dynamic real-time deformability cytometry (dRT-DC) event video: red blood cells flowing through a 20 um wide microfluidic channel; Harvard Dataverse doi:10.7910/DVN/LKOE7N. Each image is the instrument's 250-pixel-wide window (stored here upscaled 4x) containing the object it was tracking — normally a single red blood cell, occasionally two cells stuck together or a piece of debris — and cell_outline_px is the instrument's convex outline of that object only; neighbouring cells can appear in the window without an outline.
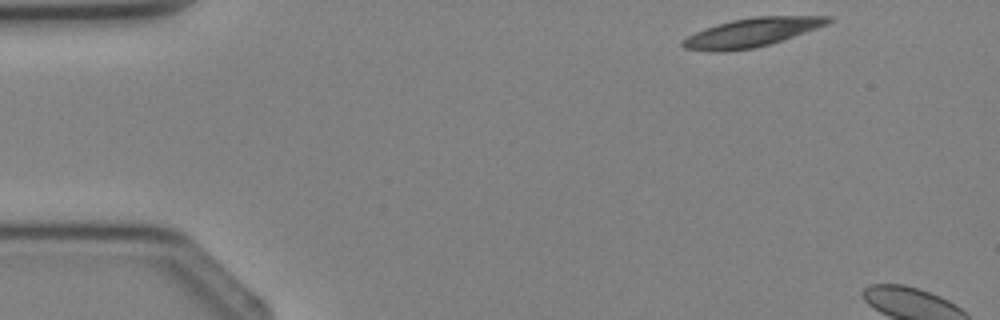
{"species": "Egyptian fruit bat (a non-hibernating species)", "species_latin": "Rousettus aegyptiacus", "temperature_condition": "cold", "stored_images_in_passage": 2, "camera_frame_rate_fps": 3000, "um_per_image_px": 0.085, "animal": {"sex": "female"}, "frame": {"image": 1, "passage_image": 1, "time_ms": 0.0, "image_size_px": [1000, 320], "cell_outline_px": [[832, 20], [828, 24], [768, 44], [752, 48], [720, 52], [712, 52], [684, 48], [680, 44], [680, 40], [704, 28], [716, 24], [732, 20], [756, 16], [832, 16]], "centroid_in_image_um": [63.83, 2.75], "position_along_channel_um": 21.2, "area_um2": 24.1}}